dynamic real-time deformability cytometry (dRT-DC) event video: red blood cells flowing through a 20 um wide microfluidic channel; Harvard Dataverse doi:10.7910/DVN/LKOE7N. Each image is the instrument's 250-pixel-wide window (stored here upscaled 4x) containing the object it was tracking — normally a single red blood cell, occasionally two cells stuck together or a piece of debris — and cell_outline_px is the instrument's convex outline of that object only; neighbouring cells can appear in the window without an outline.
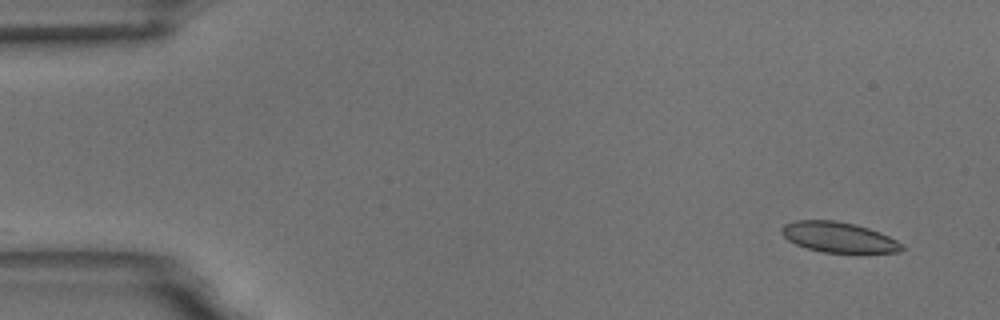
{"species": "common noctule bat (a hibernating species)", "species_latin": "Nyctalus noctula", "temperature_condition": "room temperature", "stored_images_in_passage": 58, "camera_frame_rate_fps": 3000, "um_per_image_px": 0.085, "animal": {"sex": "male", "body_mass_g": 18.8}, "frame": {"image": 1, "passage_image": 3, "time_ms": 0.667, "image_size_px": [1000, 320], "cell_outline_px": [[904, 248], [900, 252], [860, 256], [856, 256], [824, 252], [808, 248], [796, 244], [788, 240], [780, 232], [780, 228], [784, 224], [796, 220], [836, 220], [856, 224], [880, 232], [904, 244]], "centroid_in_image_um": [71.37, 20.22], "position_along_channel_um": 13.6, "area_um2": 22.37}}
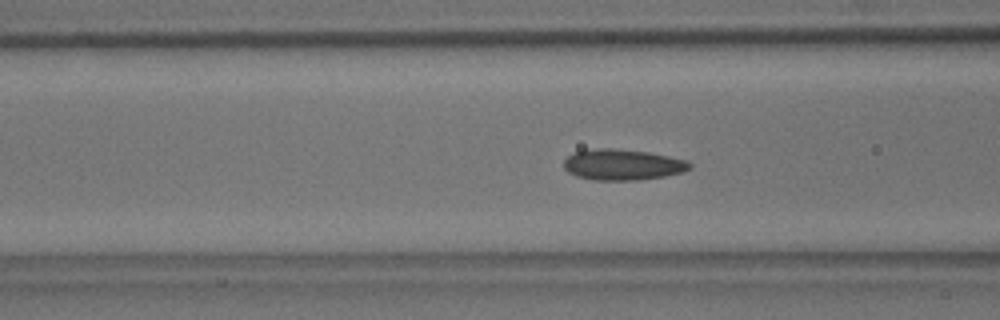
{"frame": {"image": 2, "passage_image": 22, "time_ms": 7.0, "image_size_px": [1000, 320], "cell_outline_px": [[692, 168], [680, 172], [664, 176], [640, 180], [592, 180], [576, 176], [568, 172], [564, 168], [564, 160], [568, 156], [576, 152], [596, 148], [612, 148], [648, 152], [688, 160], [692, 164]], "centroid_in_image_um": [52.92, 14.0], "position_along_channel_um": 113.7, "area_um2": 22.66}}
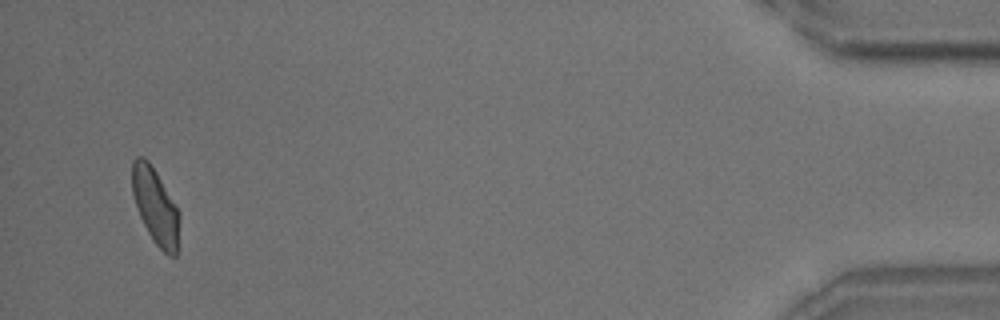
{"frame": {"image": 3, "passage_image": 56, "time_ms": 18.333, "image_size_px": [1000, 320], "cell_outline_px": [[180, 220], [176, 256], [168, 256], [152, 240], [136, 208], [132, 192], [132, 160], [136, 156], [144, 156], [148, 160], [156, 172], [176, 204], [180, 212]], "centroid_in_image_um": [13.21, 17.51], "position_along_channel_um": 422.0, "area_um2": 21.1}, "authors_computed_cell_mechanics": {"area_um2": 22.0218, "velocity_mm_per_s": 3.4227, "shape_relaxation_time_tau1_ms": 7.2953, "shape_relaxation_time_tau2_ms": 1.669, "deformation_change_tau1": 0.1393, "deformation_change_tau2": 0.0621}}